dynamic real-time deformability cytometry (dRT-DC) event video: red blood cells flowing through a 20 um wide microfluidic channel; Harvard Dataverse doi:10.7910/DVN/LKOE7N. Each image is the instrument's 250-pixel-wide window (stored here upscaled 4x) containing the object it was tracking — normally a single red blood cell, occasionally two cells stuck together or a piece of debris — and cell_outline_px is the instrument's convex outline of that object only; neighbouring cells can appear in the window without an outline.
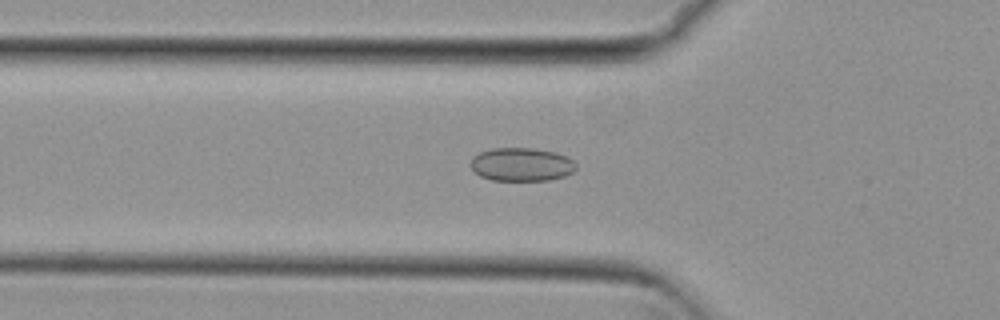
{"species": "common noctule bat (a hibernating species)", "species_latin": "Nyctalus noctula", "temperature_condition": "cold", "stored_images_in_passage": 53, "camera_frame_rate_fps": 3000, "um_per_image_px": 0.085, "animal": {"sex": "female", "body_mass_g": 29.2, "forearm_length_mm": 56.3}, "frame": {"image": 1, "passage_image": 18, "time_ms": 5.667, "image_size_px": [1000, 320], "cell_outline_px": [[576, 168], [572, 172], [564, 176], [548, 180], [492, 180], [480, 176], [472, 168], [472, 156], [480, 152], [492, 148], [532, 148], [556, 152], [568, 156], [576, 164]], "centroid_in_image_um": [44.35, 13.97], "position_along_channel_um": 81.5, "area_um2": 20.46}}
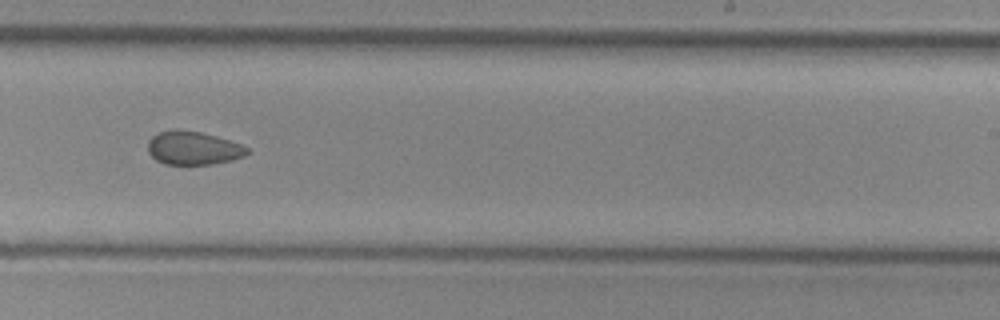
{"frame": {"image": 2, "passage_image": 33, "time_ms": 10.667, "image_size_px": [1000, 320], "cell_outline_px": [[252, 152], [244, 156], [232, 160], [212, 164], [164, 164], [156, 160], [148, 152], [148, 140], [152, 136], [160, 132], [200, 132], [216, 136], [240, 144], [248, 148]], "centroid_in_image_um": [16.46, 12.63], "position_along_channel_um": 272.5, "area_um2": 18.84}}
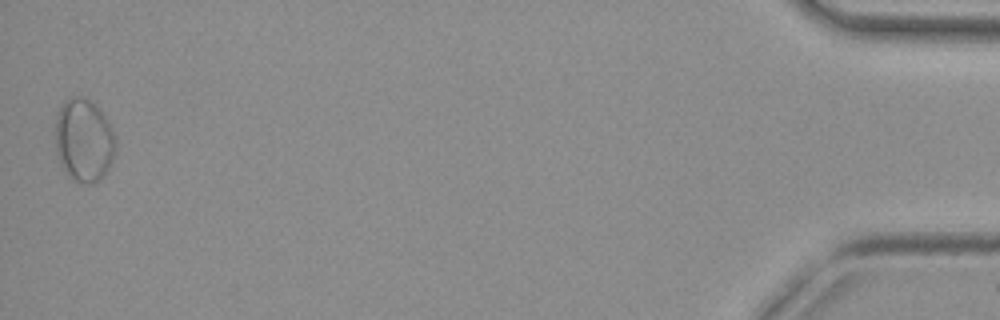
{"frame": {"image": 3, "passage_image": 53, "time_ms": 17.333, "image_size_px": [1000, 320], "cell_outline_px": [[116, 148], [112, 160], [108, 168], [100, 180], [92, 184], [84, 184], [72, 180], [64, 172], [56, 156], [56, 116], [60, 104], [68, 96], [84, 96], [96, 104], [108, 120], [116, 136]], "centroid_in_image_um": [7.12, 11.91], "position_along_channel_um": 428.1, "area_um2": 30.0}, "authors_computed_cell_mechanics": {"area_um2": 21.386, "velocity_mm_per_s": 3.8105, "shape_relaxation_time_tau1_ms": null, "shape_relaxation_time_tau2_ms": 3.6253, "deformation_change_tau1": null, "deformation_change_tau2": 0.0626}}